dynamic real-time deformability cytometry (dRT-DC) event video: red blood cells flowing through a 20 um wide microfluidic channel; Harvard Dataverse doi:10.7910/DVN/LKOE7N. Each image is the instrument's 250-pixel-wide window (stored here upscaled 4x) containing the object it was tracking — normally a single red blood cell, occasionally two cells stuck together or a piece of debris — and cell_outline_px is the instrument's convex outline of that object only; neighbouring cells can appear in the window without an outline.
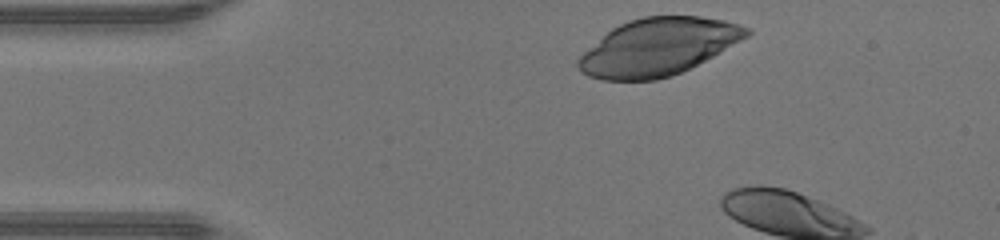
{"species": "human", "species_latin": "Homo sapiens", "temperature_condition": "warm", "stored_images_in_passage": 4, "camera_frame_rate_fps": 3000, "um_per_image_px": 0.085, "donor": {"sex": "male"}, "frame": {"image": 1, "passage_image": 1, "time_ms": 0.0, "image_size_px": [1000, 240], "cell_outline_px": [[752, 32], [748, 36], [712, 56], [672, 76], [656, 80], [604, 80], [588, 76], [580, 72], [576, 64], [576, 60], [584, 52], [612, 28], [628, 20], [644, 16], [700, 16], [724, 20], [740, 24], [752, 28]], "centroid_in_image_um": [55.93, 3.98], "position_along_channel_um": 29.1, "area_um2": 55.78}}